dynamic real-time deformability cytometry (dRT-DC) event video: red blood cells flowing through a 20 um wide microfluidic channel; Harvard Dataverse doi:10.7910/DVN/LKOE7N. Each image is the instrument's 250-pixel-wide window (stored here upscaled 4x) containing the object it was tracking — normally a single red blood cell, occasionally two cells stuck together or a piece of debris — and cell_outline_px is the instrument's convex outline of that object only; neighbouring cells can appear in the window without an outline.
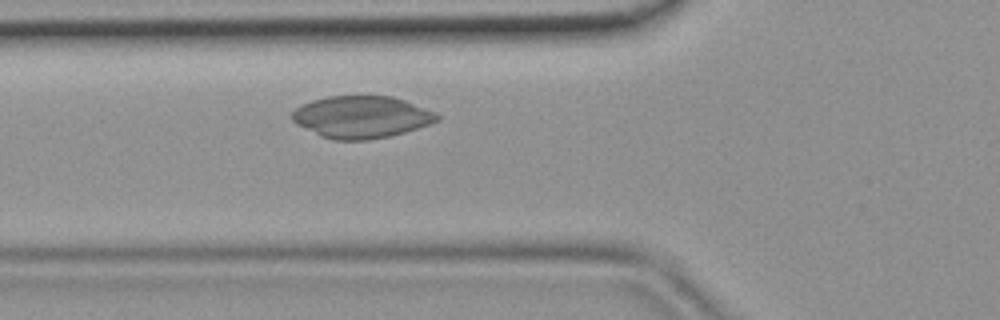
{"species": "common noctule bat (a hibernating species)", "species_latin": "Nyctalus noctula", "temperature_condition": "room temperature", "stored_images_in_passage": 28, "camera_frame_rate_fps": 3000, "um_per_image_px": 0.085, "animal": {"sex": "female", "body_mass_g": 19.9}, "frame": {"image": 1, "passage_image": 5, "time_ms": 1.333, "image_size_px": [1000, 320], "cell_outline_px": [[440, 120], [404, 132], [388, 136], [368, 140], [332, 140], [320, 136], [296, 124], [292, 120], [292, 112], [300, 104], [312, 100], [328, 96], [392, 96], [404, 100], [436, 112], [440, 116]], "centroid_in_image_um": [30.69, 9.94], "position_along_channel_um": 95.1, "area_um2": 35.55}}
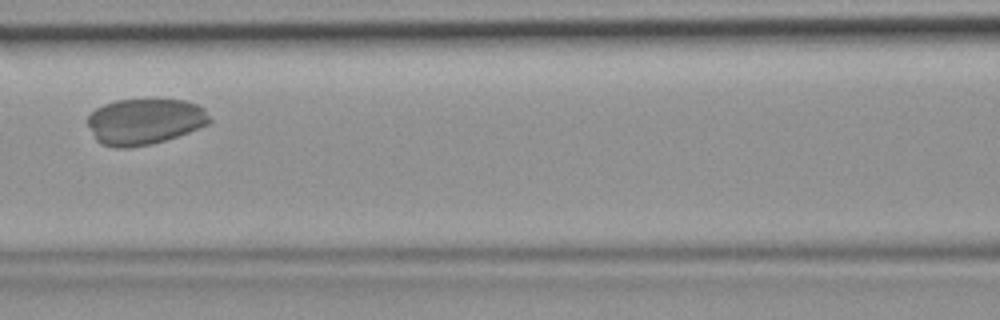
{"frame": {"image": 2, "passage_image": 9, "time_ms": 2.667, "image_size_px": [1000, 320], "cell_outline_px": [[212, 120], [208, 124], [188, 132], [152, 144], [128, 148], [112, 148], [100, 144], [96, 140], [88, 124], [88, 116], [96, 108], [104, 104], [116, 100], [188, 100], [204, 108]], "centroid_in_image_um": [12.29, 10.33], "position_along_channel_um": 154.3, "area_um2": 32.66}}